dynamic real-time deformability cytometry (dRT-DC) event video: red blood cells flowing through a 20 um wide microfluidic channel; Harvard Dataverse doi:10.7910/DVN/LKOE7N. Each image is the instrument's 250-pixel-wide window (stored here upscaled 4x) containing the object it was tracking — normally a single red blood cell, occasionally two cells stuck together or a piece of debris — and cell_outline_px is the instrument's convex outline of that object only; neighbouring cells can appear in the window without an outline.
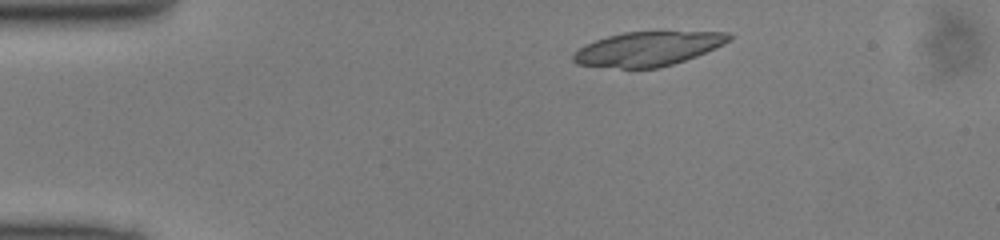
{"species": "common noctule bat (a hibernating species)", "species_latin": "Nyctalus noctula", "temperature_condition": "cold", "stored_images_in_passage": 44, "camera_frame_rate_fps": 3000, "um_per_image_px": 0.085, "animal": {"sex": "male", "body_mass_g": 13.0, "forearm_length_mm": 53.1}, "frame": {"image": 1, "passage_image": 4, "time_ms": 1.0, "image_size_px": [1000, 240], "cell_outline_px": [[732, 40], [716, 48], [696, 56], [660, 68], [620, 68], [576, 64], [572, 60], [572, 56], [580, 48], [596, 40], [608, 36], [624, 32], [728, 32], [732, 36]], "centroid_in_image_um": [55.1, 4.15], "position_along_channel_um": 29.9, "area_um2": 30.81}}